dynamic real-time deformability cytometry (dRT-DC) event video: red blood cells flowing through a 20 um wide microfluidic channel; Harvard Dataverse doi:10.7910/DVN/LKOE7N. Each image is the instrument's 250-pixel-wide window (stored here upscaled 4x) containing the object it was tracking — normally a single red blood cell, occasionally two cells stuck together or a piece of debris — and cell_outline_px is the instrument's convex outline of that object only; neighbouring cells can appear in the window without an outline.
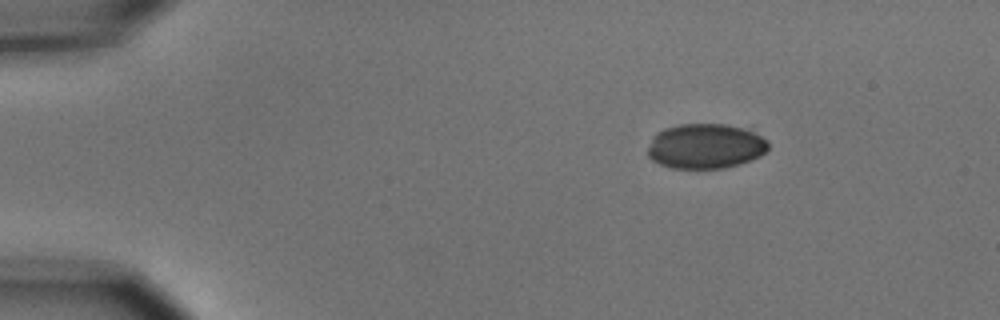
{"species": "common noctule bat (a hibernating species)", "species_latin": "Nyctalus noctula", "temperature_condition": "cold", "stored_images_in_passage": 10, "camera_frame_rate_fps": 3000, "um_per_image_px": 0.085, "animal": {"sex": "male", "body_mass_g": 15.6}, "frame": {"image": 1, "passage_image": 1, "time_ms": 0.0, "image_size_px": [1000, 320], "cell_outline_px": [[768, 148], [760, 156], [740, 164], [724, 168], [672, 168], [660, 164], [652, 160], [648, 156], [648, 148], [652, 136], [656, 132], [664, 128], [680, 124], [728, 124], [752, 132], [768, 140]], "centroid_in_image_um": [59.93, 12.42], "position_along_channel_um": 25.1, "area_um2": 31.56}}